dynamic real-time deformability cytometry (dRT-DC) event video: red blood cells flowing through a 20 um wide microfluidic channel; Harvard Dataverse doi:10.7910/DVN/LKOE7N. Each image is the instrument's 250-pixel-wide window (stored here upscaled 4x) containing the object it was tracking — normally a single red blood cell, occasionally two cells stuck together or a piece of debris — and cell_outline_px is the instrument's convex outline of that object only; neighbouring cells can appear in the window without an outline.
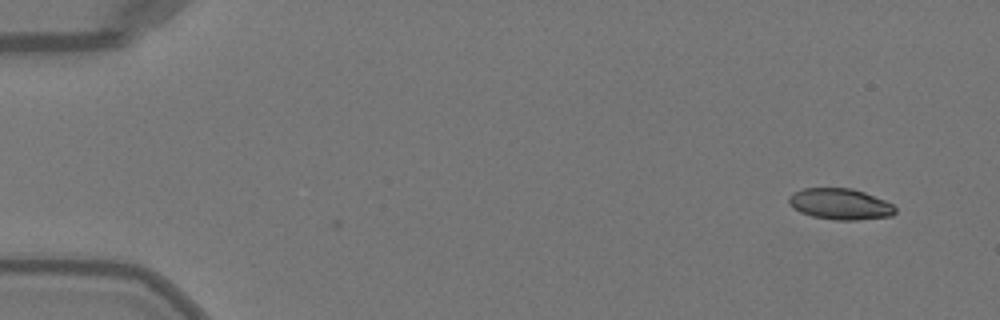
{"species": "Egyptian fruit bat (a non-hibernating species)", "species_latin": "Rousettus aegyptiacus", "temperature_condition": "warm", "stored_images_in_passage": 2, "camera_frame_rate_fps": 3000, "um_per_image_px": 0.085, "animal": {"sex": "female"}, "frame": {"image": 1, "passage_image": 1, "time_ms": 0.0, "image_size_px": [1000, 320], "cell_outline_px": [[896, 212], [892, 216], [856, 220], [832, 220], [812, 216], [800, 212], [792, 208], [788, 200], [788, 196], [792, 192], [804, 188], [852, 188], [864, 192], [884, 200], [892, 204], [896, 208]], "centroid_in_image_um": [71.39, 17.34], "position_along_channel_um": 13.6, "area_um2": 19.42}}